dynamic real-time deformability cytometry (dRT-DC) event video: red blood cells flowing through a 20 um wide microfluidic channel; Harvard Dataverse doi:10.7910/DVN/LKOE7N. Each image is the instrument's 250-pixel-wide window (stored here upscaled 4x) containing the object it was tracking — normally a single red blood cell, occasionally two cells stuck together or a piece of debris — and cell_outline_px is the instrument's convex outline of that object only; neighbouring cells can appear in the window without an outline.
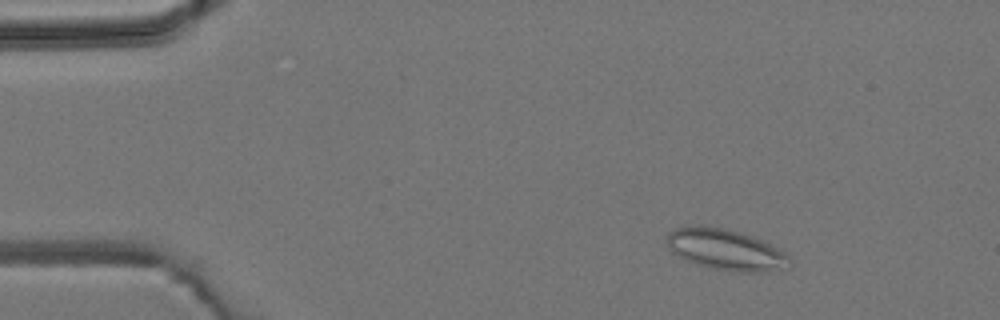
{"species": "common noctule bat (a hibernating species)", "species_latin": "Nyctalus noctula", "temperature_condition": "room temperature", "stored_images_in_passage": 5, "camera_frame_rate_fps": 3000, "um_per_image_px": 0.085, "animal": {"sex": "male", "body_mass_g": 19.2, "forearm_length_mm": 51.8}, "frame": {"image": 1, "passage_image": 2, "time_ms": 1.0, "image_size_px": [1000, 320], "cell_outline_px": [[792, 264], [788, 268], [764, 272], [740, 272], [712, 268], [696, 264], [684, 260], [672, 252], [668, 248], [668, 232], [672, 228], [692, 224], [700, 224], [720, 228], [752, 236], [784, 252], [792, 260]], "centroid_in_image_um": [61.65, 21.22], "position_along_channel_um": 23.4, "area_um2": 29.42}}